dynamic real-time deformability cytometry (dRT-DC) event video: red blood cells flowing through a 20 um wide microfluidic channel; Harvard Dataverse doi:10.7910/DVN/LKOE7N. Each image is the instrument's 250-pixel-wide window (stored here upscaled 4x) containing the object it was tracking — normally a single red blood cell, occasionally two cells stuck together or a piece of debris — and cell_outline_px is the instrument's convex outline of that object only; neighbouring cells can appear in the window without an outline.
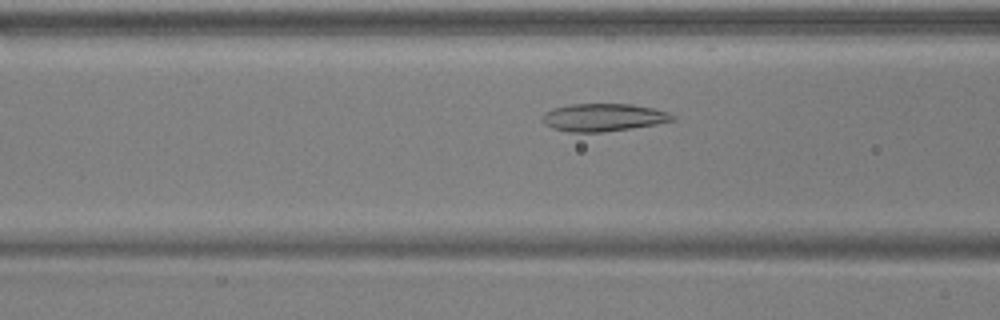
{"species": "common noctule bat (a hibernating species)", "species_latin": "Nyctalus noctula", "temperature_condition": "warm", "stored_images_in_passage": 46, "camera_frame_rate_fps": 3000, "um_per_image_px": 0.085, "animal": {"sex": "male", "body_mass_g": 17.9, "forearm_length_mm": 54.2}, "frame": {"image": 1, "passage_image": 19, "time_ms": 6.0, "image_size_px": [1000, 320], "cell_outline_px": [[676, 120], [656, 124], [600, 132], [568, 132], [552, 128], [544, 124], [544, 116], [552, 108], [568, 104], [632, 104], [652, 108], [668, 112], [676, 116]], "centroid_in_image_um": [51.31, 9.97], "position_along_channel_um": 115.3, "area_um2": 20.81}}
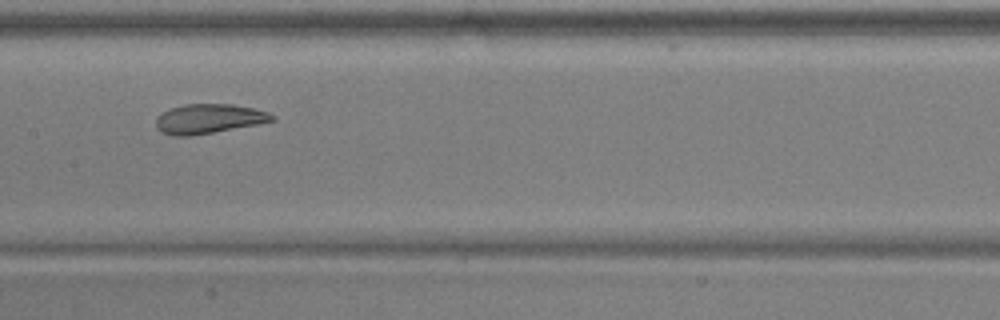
{"frame": {"image": 2, "passage_image": 25, "time_ms": 8.0, "image_size_px": [1000, 320], "cell_outline_px": [[276, 120], [256, 124], [192, 136], [176, 136], [164, 132], [156, 128], [156, 116], [172, 108], [184, 104], [232, 104], [256, 108], [268, 112], [276, 116]], "centroid_in_image_um": [17.77, 10.08], "position_along_channel_um": 189.6, "area_um2": 19.88}}
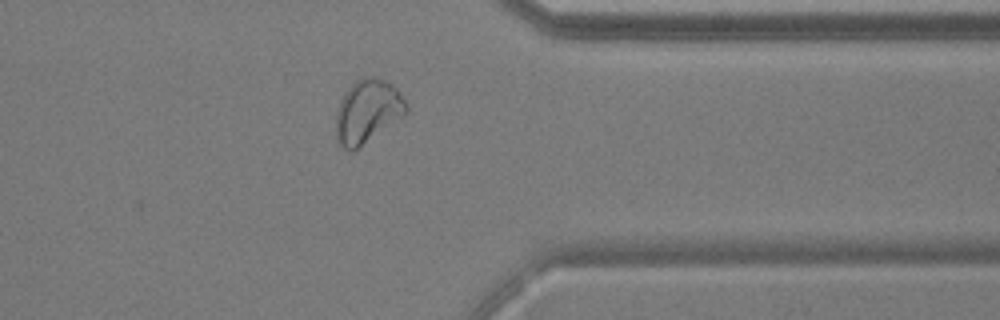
{"frame": {"image": 3, "passage_image": 41, "time_ms": 13.333, "image_size_px": [1000, 320], "cell_outline_px": [[408, 108], [400, 116], [352, 152], [348, 152], [336, 140], [336, 112], [340, 100], [348, 88], [356, 80], [364, 76], [372, 76], [384, 80], [392, 84], [400, 92], [408, 104]], "centroid_in_image_um": [31.19, 9.43], "position_along_channel_um": 380.2, "area_um2": 25.49}, "authors_computed_cell_mechanics": {"area_um2": 21.3282, "velocity_mm_per_s": 3.709, "shape_relaxation_time_tau1_ms": 4.2075, "shape_relaxation_time_tau2_ms": 1.8784, "deformation_change_tau1": 0.1563, "deformation_change_tau2": 0.0881}}